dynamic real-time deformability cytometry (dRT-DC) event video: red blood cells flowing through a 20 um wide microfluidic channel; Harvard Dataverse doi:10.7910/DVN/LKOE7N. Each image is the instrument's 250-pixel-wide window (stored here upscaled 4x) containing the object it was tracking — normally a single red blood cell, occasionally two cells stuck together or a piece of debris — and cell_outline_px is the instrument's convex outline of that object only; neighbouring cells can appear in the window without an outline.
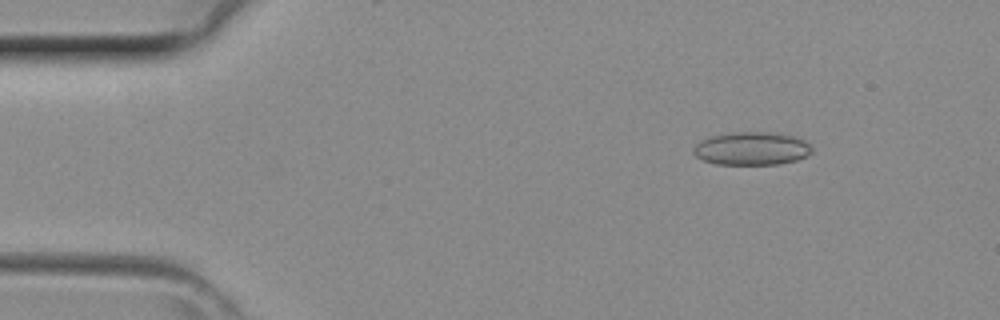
{"species": "common noctule bat (a hibernating species)", "species_latin": "Nyctalus noctula", "temperature_condition": "room temperature", "stored_images_in_passage": 16, "camera_frame_rate_fps": 3000, "um_per_image_px": 0.085, "animal": {"sex": "female", "body_mass_g": 29.2, "forearm_length_mm": 56.3}, "frame": {"image": 1, "passage_image": 6, "time_ms": 1.667, "image_size_px": [1000, 320], "cell_outline_px": [[812, 152], [808, 156], [796, 160], [776, 164], [716, 164], [704, 160], [696, 156], [692, 152], [692, 148], [700, 140], [712, 136], [732, 132], [776, 132], [792, 136], [804, 140], [812, 148]], "centroid_in_image_um": [63.88, 12.62], "position_along_channel_um": 21.1, "area_um2": 22.89}}